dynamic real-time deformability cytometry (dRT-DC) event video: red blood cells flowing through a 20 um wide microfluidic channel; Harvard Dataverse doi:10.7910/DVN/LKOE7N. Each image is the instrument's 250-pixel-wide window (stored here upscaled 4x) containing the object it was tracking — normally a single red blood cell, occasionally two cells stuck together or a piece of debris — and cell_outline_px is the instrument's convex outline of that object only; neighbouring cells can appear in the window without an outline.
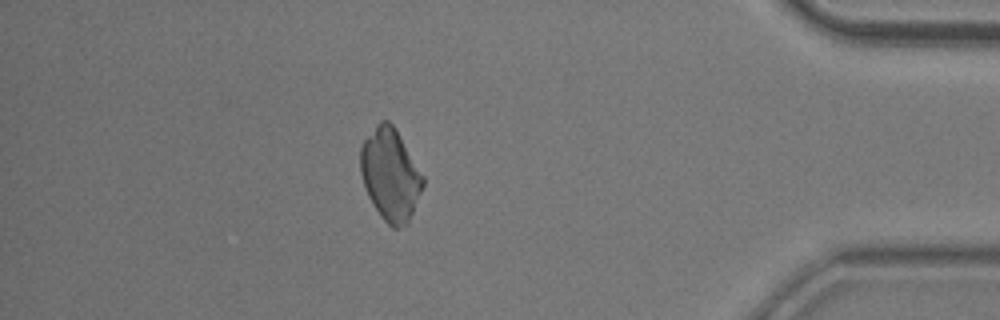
{"species": "common noctule bat (a hibernating species)", "species_latin": "Nyctalus noctula", "temperature_condition": "room temperature", "stored_images_in_passage": 52, "camera_frame_rate_fps": 3000, "um_per_image_px": 0.085, "animal": {"sex": "male", "body_mass_g": 20.5, "forearm_length_mm": 52.5}, "frame": {"image": 1, "passage_image": 46, "time_ms": 15.0, "image_size_px": [1000, 320], "cell_outline_px": [[424, 184], [408, 224], [396, 228], [392, 228], [380, 216], [372, 204], [368, 196], [360, 172], [360, 148], [364, 140], [376, 124], [380, 120], [388, 120], [392, 124], [424, 176]], "centroid_in_image_um": [33.17, 14.86], "position_along_channel_um": 402.0, "area_um2": 33.29}}